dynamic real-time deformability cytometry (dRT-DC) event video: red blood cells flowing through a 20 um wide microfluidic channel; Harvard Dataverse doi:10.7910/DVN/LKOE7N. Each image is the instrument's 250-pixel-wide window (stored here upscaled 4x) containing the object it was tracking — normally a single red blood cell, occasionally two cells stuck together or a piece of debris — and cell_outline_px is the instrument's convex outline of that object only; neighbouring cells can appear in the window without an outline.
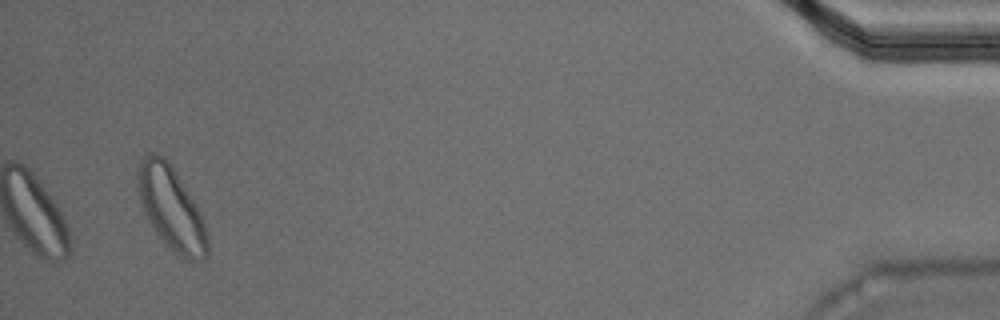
{"species": "Egyptian fruit bat (a non-hibernating species)", "species_latin": "Rousettus aegyptiacus", "temperature_condition": "warm", "stored_images_in_passage": 38, "camera_frame_rate_fps": 3000, "um_per_image_px": 0.085, "animal": {"sex": "male"}, "frame": {"image": 1, "passage_image": 38, "time_ms": 12.333, "image_size_px": [1000, 320], "cell_outline_px": [[208, 256], [204, 260], [184, 260], [156, 232], [148, 220], [144, 212], [140, 200], [136, 184], [136, 168], [144, 156], [148, 152], [156, 152], [164, 156], [168, 160], [192, 200], [204, 224], [208, 240]], "centroid_in_image_um": [14.51, 17.66], "position_along_channel_um": 420.7, "area_um2": 33.23}, "authors_computed_cell_mechanics": {"area_um2": 20.6346, "velocity_mm_per_s": 3.7152, "shape_relaxation_time_tau1_ms": 3.115, "shape_relaxation_time_tau2_ms": 3.0243, "deformation_change_tau1": 0.0693, "deformation_change_tau2": 0.0425}}